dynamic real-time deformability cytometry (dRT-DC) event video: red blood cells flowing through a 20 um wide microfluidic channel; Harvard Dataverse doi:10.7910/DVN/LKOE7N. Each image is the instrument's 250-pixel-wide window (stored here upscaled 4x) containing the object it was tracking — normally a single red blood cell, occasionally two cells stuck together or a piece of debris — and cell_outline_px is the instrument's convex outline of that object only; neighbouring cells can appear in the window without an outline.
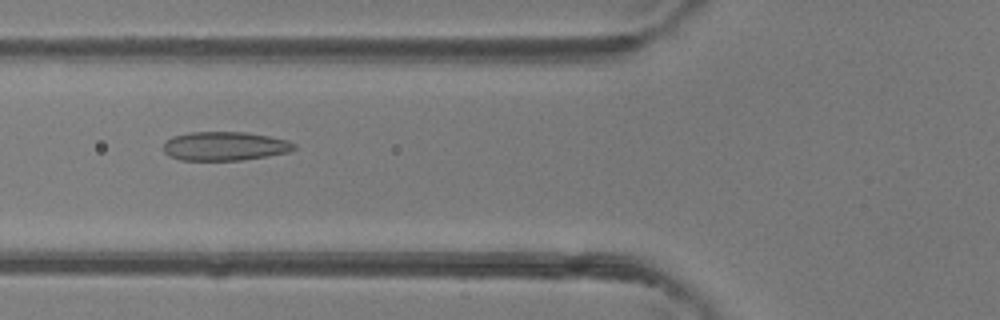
{"species": "common noctule bat (a hibernating species)", "species_latin": "Nyctalus noctula", "temperature_condition": "room temperature", "stored_images_in_passage": 32, "camera_frame_rate_fps": 3000, "um_per_image_px": 0.085, "animal": {"sex": "female"}, "frame": {"image": 1, "passage_image": 3, "time_ms": 0.667, "image_size_px": [1000, 320], "cell_outline_px": [[296, 148], [288, 152], [268, 156], [240, 160], [180, 160], [168, 156], [164, 152], [164, 144], [172, 136], [188, 132], [244, 132], [268, 136], [288, 140], [296, 144]], "centroid_in_image_um": [19.1, 12.42], "position_along_channel_um": 106.7, "area_um2": 22.02}}
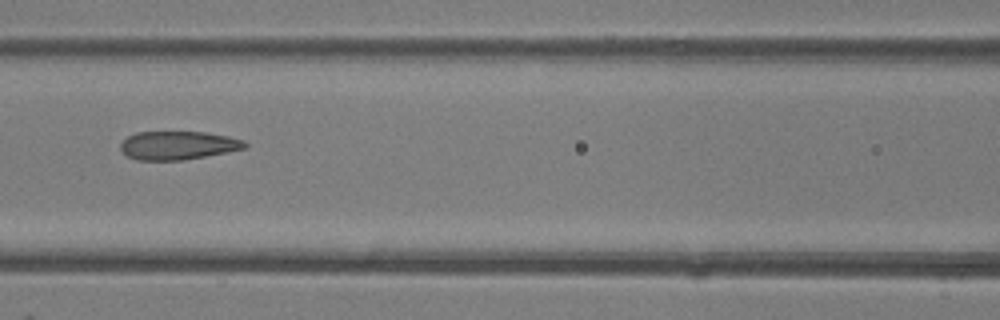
{"frame": {"image": 2, "passage_image": 6, "time_ms": 1.667, "image_size_px": [1000, 320], "cell_outline_px": [[248, 144], [244, 148], [228, 152], [184, 160], [136, 160], [128, 156], [120, 148], [120, 144], [128, 136], [136, 132], [204, 132], [228, 136], [244, 140]], "centroid_in_image_um": [15.14, 12.36], "position_along_channel_um": 151.5, "area_um2": 20.58}}
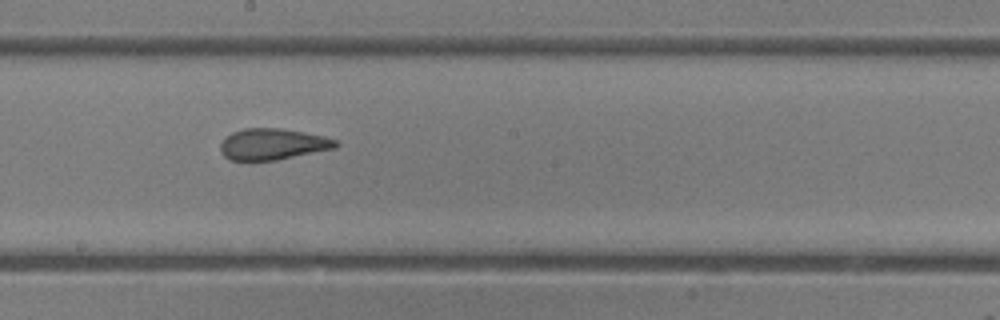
{"frame": {"image": 3, "passage_image": 11, "time_ms": 3.333, "image_size_px": [1000, 320], "cell_outline_px": [[340, 144], [336, 148], [276, 160], [228, 160], [220, 152], [220, 144], [232, 132], [244, 128], [280, 128], [324, 136], [336, 140]], "centroid_in_image_um": [23.18, 12.26], "position_along_channel_um": 225.0, "area_um2": 20.92}}